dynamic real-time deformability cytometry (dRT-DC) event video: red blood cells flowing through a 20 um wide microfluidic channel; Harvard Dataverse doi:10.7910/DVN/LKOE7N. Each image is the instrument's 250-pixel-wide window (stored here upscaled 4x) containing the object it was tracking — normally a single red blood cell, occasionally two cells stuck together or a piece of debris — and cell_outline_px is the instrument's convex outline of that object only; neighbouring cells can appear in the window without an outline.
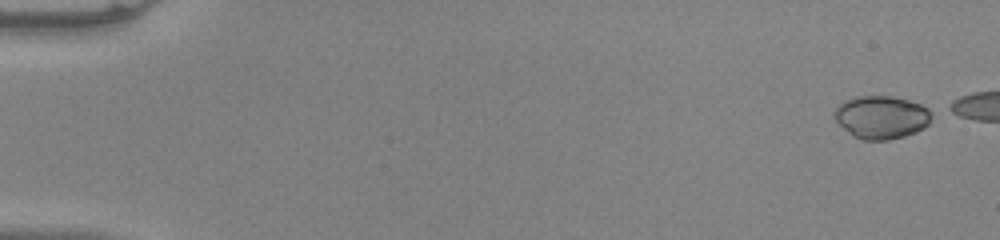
{"species": "common noctule bat (a hibernating species)", "species_latin": "Nyctalus noctula", "temperature_condition": "warm", "stored_images_in_passage": 47, "camera_frame_rate_fps": 3000, "um_per_image_px": 0.085, "animal": {"sex": "male", "body_mass_g": 20.0, "forearm_length_mm": 53.3}, "frame": {"image": 1, "passage_image": 1, "time_ms": 0.0, "image_size_px": [1000, 240], "cell_outline_px": [[936, 112], [928, 124], [924, 128], [916, 132], [904, 136], [888, 140], [864, 140], [852, 136], [836, 120], [836, 108], [840, 104], [856, 96], [892, 96], [908, 100], [920, 104]], "centroid_in_image_um": [74.99, 9.97], "position_along_channel_um": 10.0, "area_um2": 24.33}}
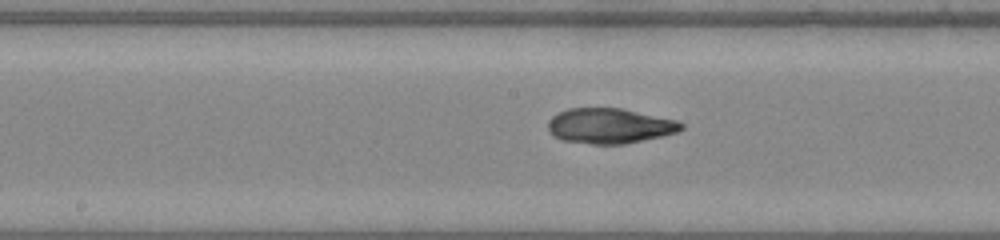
{"frame": {"image": 2, "passage_image": 27, "time_ms": 8.667, "image_size_px": [1000, 240], "cell_outline_px": [[684, 128], [676, 132], [660, 136], [624, 144], [592, 144], [564, 140], [548, 132], [548, 120], [552, 116], [568, 108], [620, 108], [676, 120], [684, 124]], "centroid_in_image_um": [51.8, 10.69], "position_along_channel_um": 196.4, "area_um2": 27.05}}
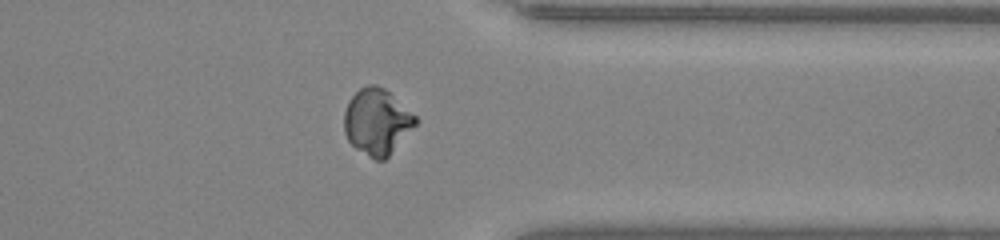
{"frame": {"image": 3, "passage_image": 41, "time_ms": 13.333, "image_size_px": [1000, 240], "cell_outline_px": [[420, 120], [388, 156], [384, 160], [376, 160], [368, 156], [356, 148], [348, 140], [344, 132], [344, 112], [348, 100], [360, 88], [368, 84], [376, 84], [384, 88], [416, 116]], "centroid_in_image_um": [32.03, 10.33], "position_along_channel_um": 379.4, "area_um2": 27.28}, "authors_computed_cell_mechanics": {"area_um2": 27.0504, "velocity_mm_per_s": 4.0104, "shape_relaxation_time_tau1_ms": null, "shape_relaxation_time_tau2_ms": 1.3244, "deformation_change_tau1": null, "deformation_change_tau2": 0.0413}}